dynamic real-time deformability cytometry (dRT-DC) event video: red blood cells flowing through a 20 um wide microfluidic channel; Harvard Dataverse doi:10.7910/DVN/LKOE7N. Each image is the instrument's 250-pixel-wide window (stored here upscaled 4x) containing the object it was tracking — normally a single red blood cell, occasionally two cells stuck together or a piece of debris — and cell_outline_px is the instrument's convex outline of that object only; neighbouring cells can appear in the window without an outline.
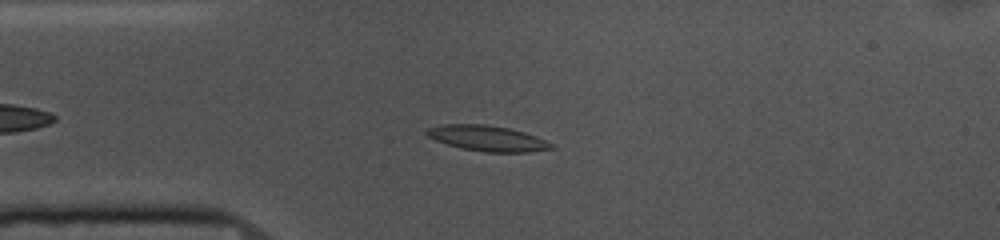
{"species": "common noctule bat (a hibernating species)", "species_latin": "Nyctalus noctula", "temperature_condition": "cold", "stored_images_in_passage": 49, "camera_frame_rate_fps": 3000, "um_per_image_px": 0.085, "animal": {"sex": "female", "body_mass_g": 10.0, "forearm_length_mm": 53.1}, "frame": {"image": 1, "passage_image": 8, "time_ms": 2.333, "image_size_px": [1000, 240], "cell_outline_px": [[556, 148], [528, 152], [484, 152], [460, 148], [436, 140], [428, 136], [424, 132], [428, 128], [440, 124], [484, 124], [508, 128], [524, 132], [536, 136], [552, 144]], "centroid_in_image_um": [41.41, 11.75], "position_along_channel_um": 43.6, "area_um2": 18.5}}
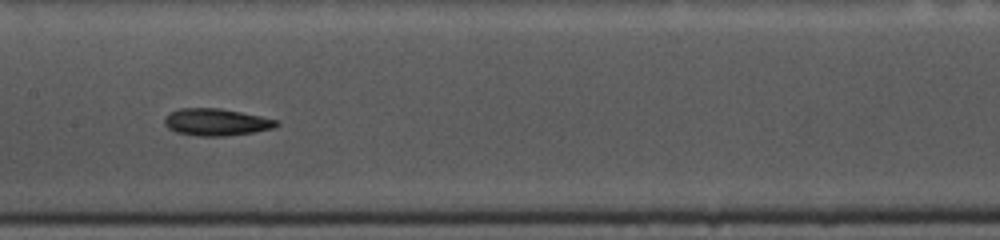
{"frame": {"image": 2, "passage_image": 21, "time_ms": 6.667, "image_size_px": [1000, 240], "cell_outline_px": [[280, 124], [272, 128], [252, 132], [224, 136], [200, 136], [176, 132], [168, 128], [164, 124], [164, 116], [180, 108], [220, 108], [280, 120]], "centroid_in_image_um": [18.37, 10.37], "position_along_channel_um": 189.0, "area_um2": 17.57}}
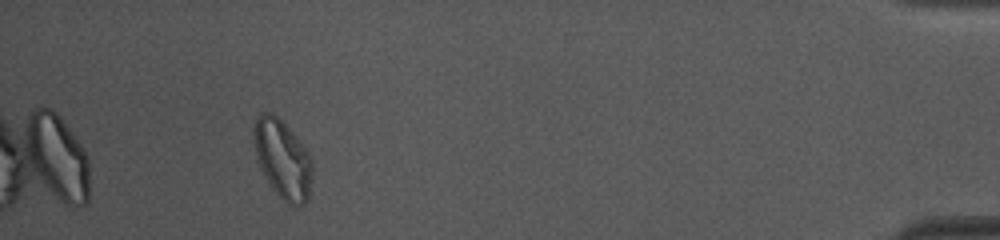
{"frame": {"image": 3, "passage_image": 45, "time_ms": 14.667, "image_size_px": [1000, 240], "cell_outline_px": [[312, 176], [308, 200], [304, 204], [296, 208], [288, 204], [272, 188], [260, 168], [256, 156], [252, 136], [252, 128], [256, 116], [260, 112], [272, 112], [292, 132], [308, 152], [312, 160]], "centroid_in_image_um": [24.0, 13.52], "position_along_channel_um": 411.2, "area_um2": 26.99}, "authors_computed_cell_mechanics": {"area_um2": 17.4556, "velocity_mm_per_s": 3.6293, "shape_relaxation_time_tau1_ms": 5.3648, "shape_relaxation_time_tau2_ms": 8.9955, "deformation_change_tau1": 0.1433, "deformation_change_tau2": 0.1326}}